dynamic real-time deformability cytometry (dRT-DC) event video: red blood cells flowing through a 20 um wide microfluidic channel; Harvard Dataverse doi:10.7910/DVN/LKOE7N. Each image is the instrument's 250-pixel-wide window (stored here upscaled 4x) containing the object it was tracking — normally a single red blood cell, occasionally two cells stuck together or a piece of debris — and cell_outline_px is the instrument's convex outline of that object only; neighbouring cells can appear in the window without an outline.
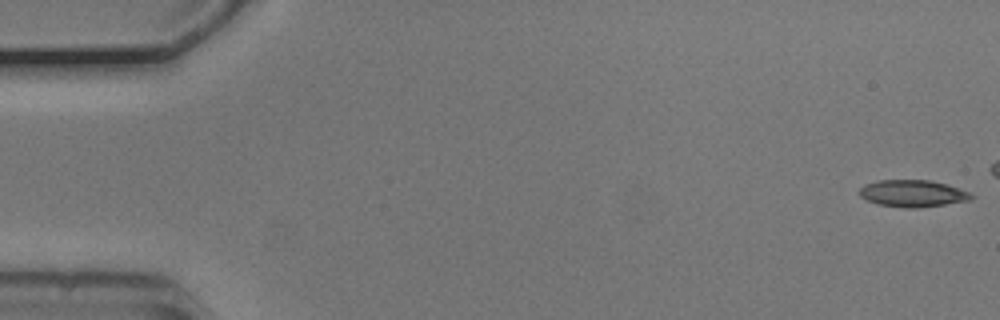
{"species": "common noctule bat (a hibernating species)", "species_latin": "Nyctalus noctula", "temperature_condition": "cold", "stored_images_in_passage": 44, "camera_frame_rate_fps": 3000, "um_per_image_px": 0.085, "animal": {"sex": "male", "body_mass_g": 20.5, "forearm_length_mm": 52.5}, "frame": {"image": 1, "passage_image": 1, "time_ms": 0.0, "image_size_px": [1000, 320], "cell_outline_px": [[976, 196], [972, 200], [916, 208], [904, 208], [880, 204], [868, 200], [860, 196], [860, 188], [864, 184], [876, 180], [928, 180], [948, 184], [972, 192]], "centroid_in_image_um": [77.64, 16.43], "position_along_channel_um": 7.4, "area_um2": 17.69}}
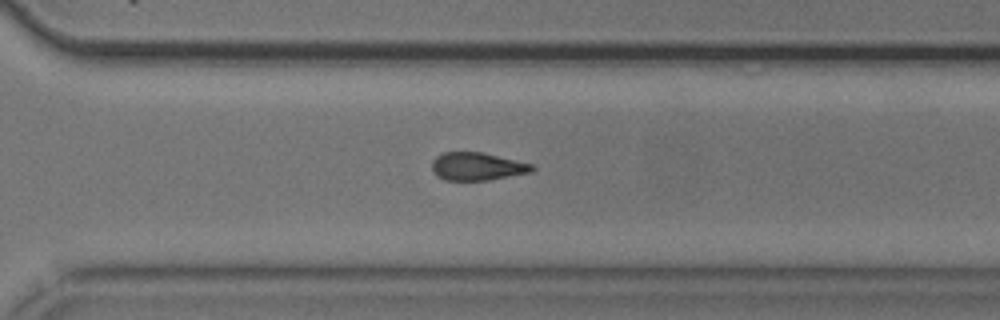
{"frame": {"image": 2, "passage_image": 38, "time_ms": 12.333, "image_size_px": [1000, 320], "cell_outline_px": [[536, 168], [532, 172], [488, 180], [444, 180], [436, 176], [432, 172], [432, 160], [436, 156], [444, 152], [484, 152], [536, 164]], "centroid_in_image_um": [40.59, 14.14], "position_along_channel_um": 330.0, "area_um2": 16.65}}
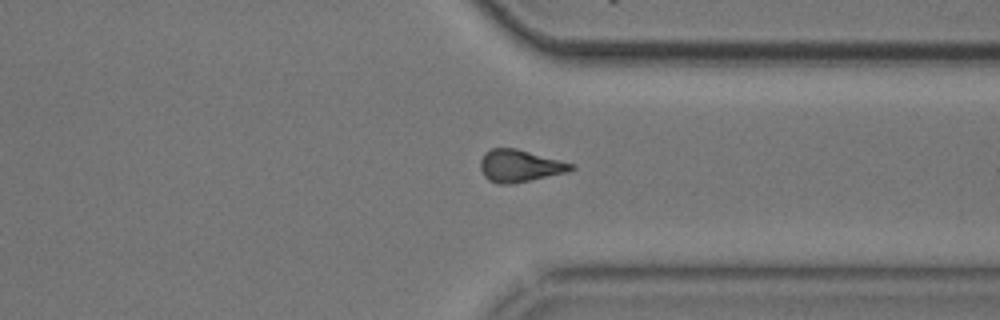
{"frame": {"image": 3, "passage_image": 41, "time_ms": 13.333, "image_size_px": [1000, 320], "cell_outline_px": [[576, 168], [568, 172], [512, 184], [500, 184], [488, 180], [484, 176], [480, 168], [480, 160], [484, 152], [492, 148], [516, 148], [576, 164]], "centroid_in_image_um": [44.19, 14.09], "position_along_channel_um": 367.2, "area_um2": 17.22}}